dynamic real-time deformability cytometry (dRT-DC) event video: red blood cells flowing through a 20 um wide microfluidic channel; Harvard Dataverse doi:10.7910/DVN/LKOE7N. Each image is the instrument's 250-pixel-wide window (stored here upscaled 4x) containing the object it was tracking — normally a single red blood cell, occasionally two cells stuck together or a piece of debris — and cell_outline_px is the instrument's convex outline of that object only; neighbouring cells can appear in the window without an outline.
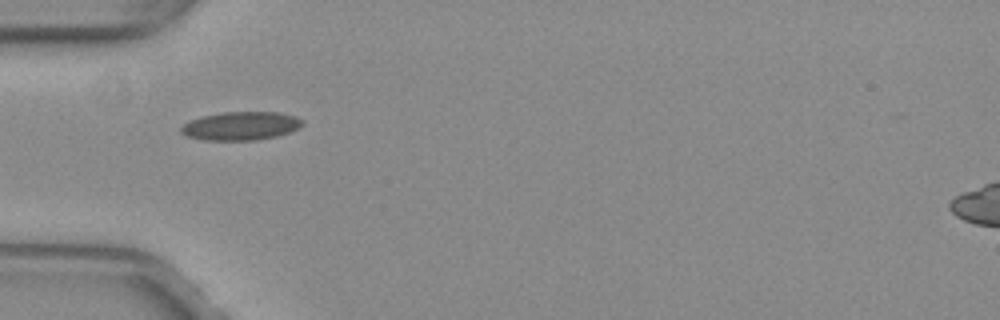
{"species": "common noctule bat (a hibernating species)", "species_latin": "Nyctalus noctula", "temperature_condition": "warm", "stored_images_in_passage": 36, "camera_frame_rate_fps": 3000, "um_per_image_px": 0.085, "animal": {"sex": "female", "body_mass_g": 29.2, "forearm_length_mm": 56.3}, "frame": {"image": 1, "passage_image": 1, "time_ms": 0.0, "image_size_px": [1000, 320], "cell_outline_px": [[304, 124], [300, 128], [276, 136], [256, 140], [204, 140], [188, 136], [180, 132], [180, 128], [188, 120], [204, 116], [224, 112], [280, 112], [296, 116], [304, 120]], "centroid_in_image_um": [20.5, 10.7], "position_along_channel_um": 64.5, "area_um2": 20.17}}
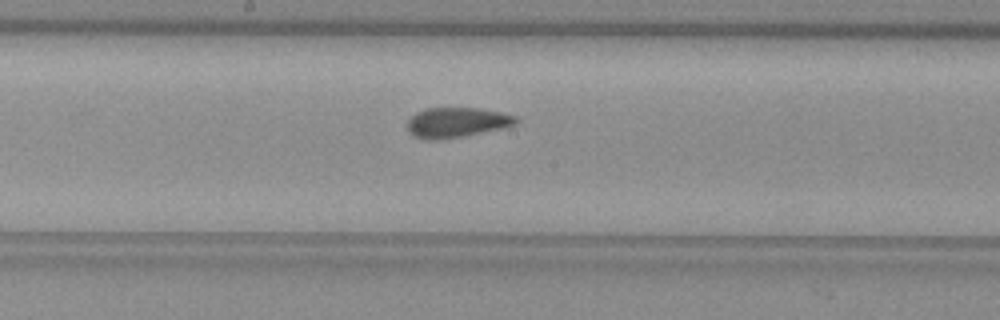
{"frame": {"image": 2, "passage_image": 12, "time_ms": 3.667, "image_size_px": [1000, 320], "cell_outline_px": [[520, 120], [516, 124], [504, 128], [464, 136], [440, 140], [428, 140], [412, 136], [408, 132], [408, 120], [416, 112], [424, 108], [480, 108], [500, 112], [516, 116]], "centroid_in_image_um": [38.82, 10.41], "position_along_channel_um": 209.4, "area_um2": 19.25}}
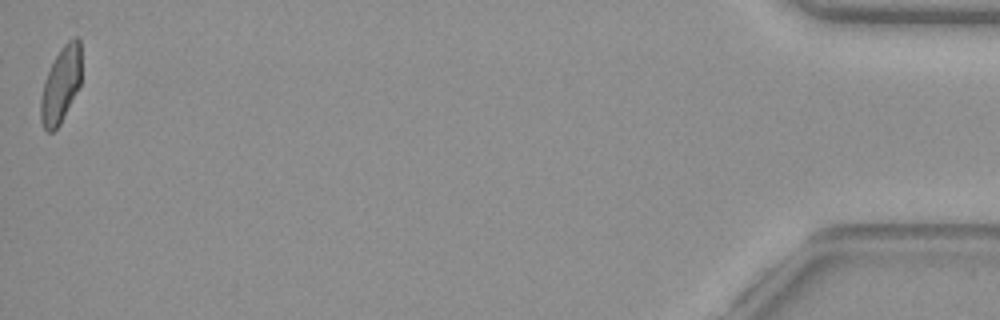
{"frame": {"image": 3, "passage_image": 36, "time_ms": 11.667, "image_size_px": [1000, 320], "cell_outline_px": [[80, 84], [60, 124], [52, 132], [48, 132], [44, 128], [40, 120], [40, 100], [44, 80], [60, 48], [68, 40], [76, 36], [80, 40]], "centroid_in_image_um": [5.15, 7.21], "position_along_channel_um": 430.0, "area_um2": 17.74}, "authors_computed_cell_mechanics": {"area_um2": 19.0162, "velocity_mm_per_s": 3.9861, "shape_relaxation_time_tau1_ms": null, "shape_relaxation_time_tau2_ms": 1.2207, "deformation_change_tau1": null, "deformation_change_tau2": 0.0706}}